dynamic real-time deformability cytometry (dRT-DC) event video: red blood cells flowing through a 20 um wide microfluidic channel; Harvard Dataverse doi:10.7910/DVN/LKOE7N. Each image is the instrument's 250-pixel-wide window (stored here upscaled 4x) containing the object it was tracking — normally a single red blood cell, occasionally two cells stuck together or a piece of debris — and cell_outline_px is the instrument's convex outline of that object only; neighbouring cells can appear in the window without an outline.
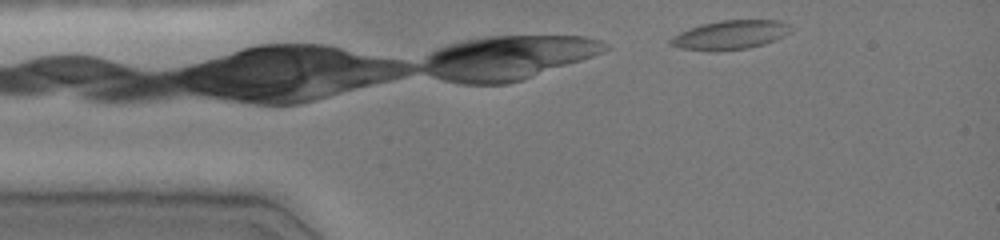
{"species": "common noctule bat (a hibernating species)", "species_latin": "Nyctalus noctula", "temperature_condition": "cold", "stored_images_in_passage": 20, "camera_frame_rate_fps": 3000, "um_per_image_px": 0.085, "animal": {"sex": "female", "body_mass_g": 19.0, "forearm_length_mm": 51.5}, "frame": {"image": 1, "passage_image": 1, "time_ms": 0.0, "image_size_px": [1000, 240], "cell_outline_px": [[792, 32], [776, 40], [764, 44], [748, 48], [716, 52], [708, 52], [680, 48], [668, 44], [668, 40], [672, 36], [680, 32], [700, 24], [720, 20], [780, 20], [788, 24], [792, 28]], "centroid_in_image_um": [62.05, 2.98], "position_along_channel_um": 22.9, "area_um2": 20.81}}